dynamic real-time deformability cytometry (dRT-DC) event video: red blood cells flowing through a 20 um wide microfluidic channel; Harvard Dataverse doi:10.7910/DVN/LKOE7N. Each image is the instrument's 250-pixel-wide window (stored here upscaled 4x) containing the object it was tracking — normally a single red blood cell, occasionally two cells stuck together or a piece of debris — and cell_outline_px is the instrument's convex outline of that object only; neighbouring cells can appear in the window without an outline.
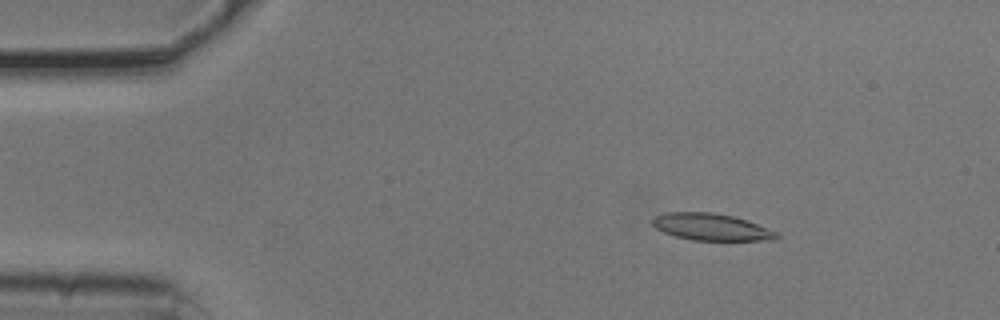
{"species": "common noctule bat (a hibernating species)", "species_latin": "Nyctalus noctula", "temperature_condition": "cold", "stored_images_in_passage": 5, "camera_frame_rate_fps": 3000, "um_per_image_px": 0.085, "animal": {"sex": "male", "body_mass_g": 20.5, "forearm_length_mm": 52.5}, "frame": {"image": 1, "passage_image": 3, "time_ms": 0.667, "image_size_px": [1000, 320], "cell_outline_px": [[780, 236], [776, 240], [692, 240], [676, 236], [664, 232], [656, 228], [652, 224], [652, 220], [656, 216], [668, 212], [712, 212], [732, 216], [748, 220], [776, 232]], "centroid_in_image_um": [60.47, 19.29], "position_along_channel_um": 24.5, "area_um2": 19.31}}